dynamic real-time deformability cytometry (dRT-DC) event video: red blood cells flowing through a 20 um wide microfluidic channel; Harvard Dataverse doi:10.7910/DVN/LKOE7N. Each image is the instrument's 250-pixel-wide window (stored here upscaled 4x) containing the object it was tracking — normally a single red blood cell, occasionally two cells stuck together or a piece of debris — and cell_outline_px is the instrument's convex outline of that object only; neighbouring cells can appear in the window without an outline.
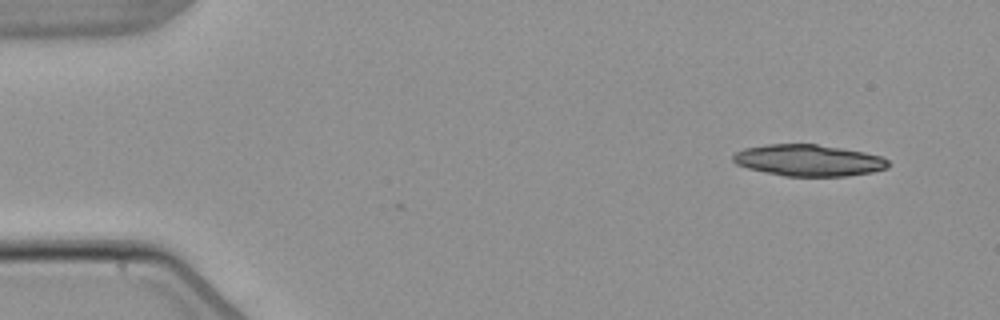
{"species": "common noctule bat (a hibernating species)", "species_latin": "Nyctalus noctula", "temperature_condition": "warm", "stored_images_in_passage": 2, "camera_frame_rate_fps": 3000, "um_per_image_px": 0.085, "animal": {"sex": "male", "body_mass_g": 21.5, "forearm_length_mm": 52.0}, "frame": {"image": 1, "passage_image": 2, "time_ms": 2.0, "image_size_px": [1000, 320], "cell_outline_px": [[888, 168], [872, 172], [848, 176], [784, 176], [764, 172], [748, 168], [736, 164], [732, 160], [732, 156], [736, 152], [744, 148], [768, 144], [816, 144], [864, 152], [880, 156], [888, 160]], "centroid_in_image_um": [68.71, 13.63], "position_along_channel_um": 16.3, "area_um2": 28.44}}